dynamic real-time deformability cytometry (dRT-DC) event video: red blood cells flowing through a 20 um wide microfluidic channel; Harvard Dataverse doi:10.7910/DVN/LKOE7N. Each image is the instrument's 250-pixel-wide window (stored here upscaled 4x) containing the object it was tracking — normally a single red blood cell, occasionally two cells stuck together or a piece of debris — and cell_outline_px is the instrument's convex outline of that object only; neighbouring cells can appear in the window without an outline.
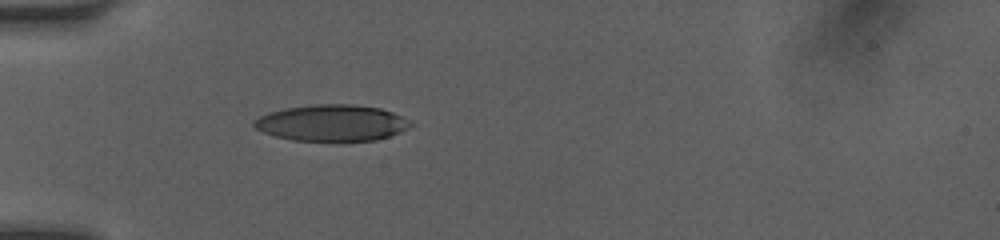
{"species": "human", "species_latin": "Homo sapiens", "temperature_condition": "room temperature", "stored_images_in_passage": 35, "camera_frame_rate_fps": 3000, "um_per_image_px": 0.085, "donor": {"sex": "female"}, "frame": {"image": 1, "passage_image": 1, "time_ms": 0.0, "image_size_px": [1000, 240], "cell_outline_px": [[416, 124], [400, 132], [376, 140], [340, 144], [292, 140], [276, 136], [264, 132], [256, 128], [252, 124], [252, 120], [268, 112], [288, 108], [312, 104], [352, 104], [380, 108], [392, 112]], "centroid_in_image_um": [28.21, 10.49], "position_along_channel_um": 56.8, "area_um2": 34.1}}
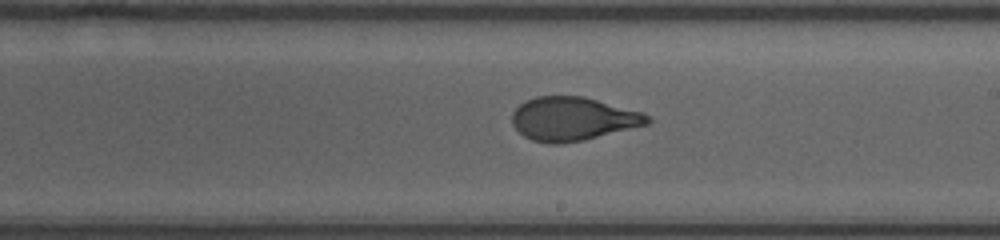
{"frame": {"image": 2, "passage_image": 15, "time_ms": 4.667, "image_size_px": [1000, 240], "cell_outline_px": [[652, 120], [648, 124], [584, 140], [560, 144], [548, 144], [532, 140], [524, 136], [512, 124], [512, 112], [520, 104], [536, 96], [584, 96], [644, 112]], "centroid_in_image_um": [48.7, 10.1], "position_along_channel_um": 240.3, "area_um2": 34.45}}
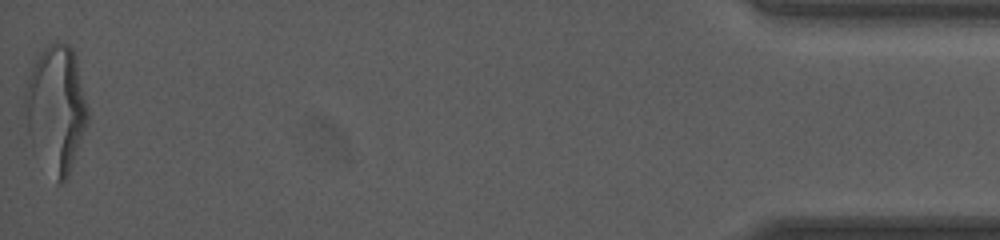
{"frame": {"image": 3, "passage_image": 35, "time_ms": 11.333, "image_size_px": [1000, 240], "cell_outline_px": [[88, 120], [68, 176], [60, 184], [56, 184], [28, 132], [24, 108], [24, 92], [28, 76], [40, 52], [48, 44], [56, 40], [60, 40], [68, 44], [72, 48], [76, 56], [88, 108]], "centroid_in_image_um": [4.77, 9.16], "position_along_channel_um": 430.4, "area_um2": 45.84}, "authors_computed_cell_mechanics": {"area_um2": 35.258, "velocity_mm_per_s": 4.1614, "shape_relaxation_time_tau1_ms": 4.9309, "shape_relaxation_time_tau2_ms": 0.6779, "deformation_change_tau1": 0.2071, "deformation_change_tau2": 0.0687}}